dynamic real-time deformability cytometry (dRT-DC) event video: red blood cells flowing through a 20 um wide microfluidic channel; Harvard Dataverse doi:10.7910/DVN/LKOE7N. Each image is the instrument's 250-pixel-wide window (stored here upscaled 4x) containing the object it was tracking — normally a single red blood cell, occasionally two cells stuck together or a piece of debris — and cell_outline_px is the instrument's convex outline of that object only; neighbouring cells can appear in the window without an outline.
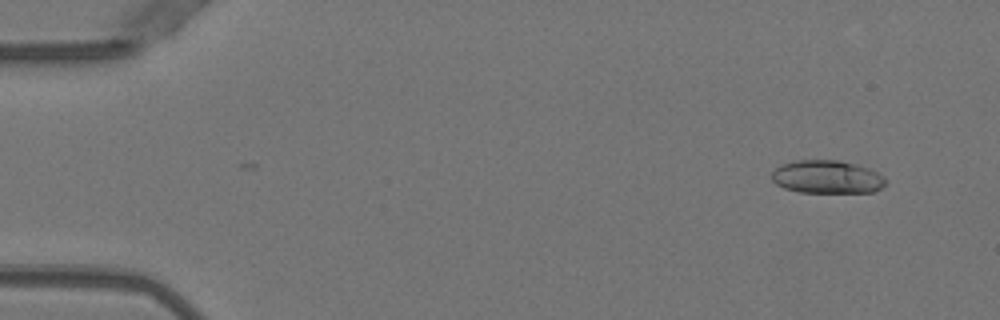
{"species": "Egyptian fruit bat (a non-hibernating species)", "species_latin": "Rousettus aegyptiacus", "temperature_condition": "warm", "stored_images_in_passage": 4, "camera_frame_rate_fps": 3000, "um_per_image_px": 0.085, "animal": {"sex": "female"}, "frame": {"image": 1, "passage_image": 2, "time_ms": 0.333, "image_size_px": [1000, 320], "cell_outline_px": [[888, 180], [880, 188], [872, 192], [800, 192], [784, 188], [776, 184], [772, 180], [772, 172], [780, 164], [796, 160], [836, 160], [856, 164], [868, 168], [884, 176]], "centroid_in_image_um": [70.28, 15.03], "position_along_channel_um": 14.7, "area_um2": 21.96}}
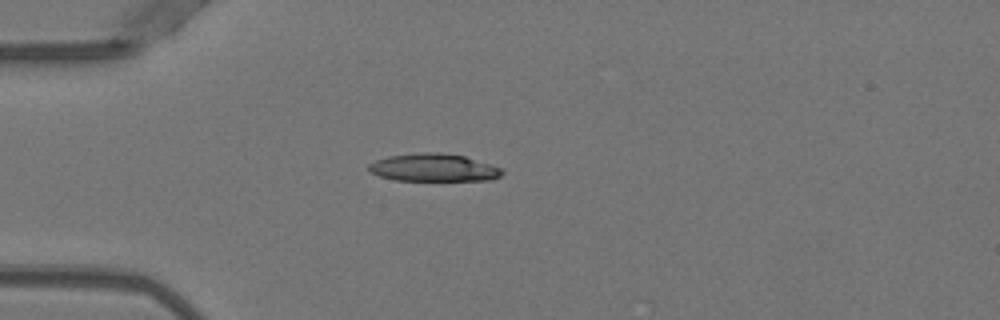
{"frame": {"image": 2, "passage_image": 4, "time_ms": 1.0, "image_size_px": [1000, 320], "cell_outline_px": [[504, 172], [500, 176], [492, 180], [396, 180], [380, 176], [372, 172], [368, 168], [368, 164], [376, 160], [388, 156], [420, 152], [440, 152], [464, 156], [500, 168]], "centroid_in_image_um": [36.84, 14.24], "position_along_channel_um": 48.2, "area_um2": 21.33}}